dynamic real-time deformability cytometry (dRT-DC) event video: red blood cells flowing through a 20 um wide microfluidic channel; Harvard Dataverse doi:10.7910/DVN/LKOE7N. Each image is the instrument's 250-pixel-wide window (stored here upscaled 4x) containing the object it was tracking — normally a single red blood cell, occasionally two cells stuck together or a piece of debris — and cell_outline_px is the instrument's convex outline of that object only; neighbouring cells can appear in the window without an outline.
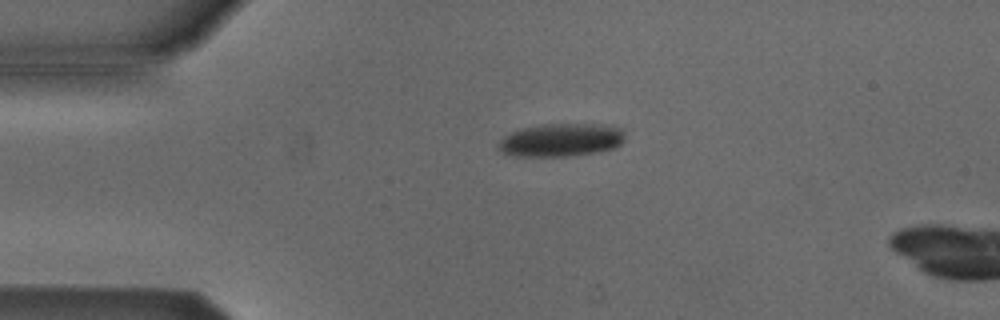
{"species": "Egyptian fruit bat (a non-hibernating species)", "species_latin": "Rousettus aegyptiacus", "temperature_condition": "cold", "stored_images_in_passage": 5, "camera_frame_rate_fps": 3000, "um_per_image_px": 0.085, "animal": {"sex": "male"}, "frame": {"image": 1, "passage_image": 3, "time_ms": 2.333, "image_size_px": [1000, 320], "cell_outline_px": [[624, 140], [616, 148], [596, 152], [568, 156], [512, 156], [500, 152], [496, 148], [496, 144], [504, 136], [520, 128], [540, 124], [604, 124], [624, 128]], "centroid_in_image_um": [47.67, 11.89], "position_along_channel_um": 37.3, "area_um2": 24.85}}